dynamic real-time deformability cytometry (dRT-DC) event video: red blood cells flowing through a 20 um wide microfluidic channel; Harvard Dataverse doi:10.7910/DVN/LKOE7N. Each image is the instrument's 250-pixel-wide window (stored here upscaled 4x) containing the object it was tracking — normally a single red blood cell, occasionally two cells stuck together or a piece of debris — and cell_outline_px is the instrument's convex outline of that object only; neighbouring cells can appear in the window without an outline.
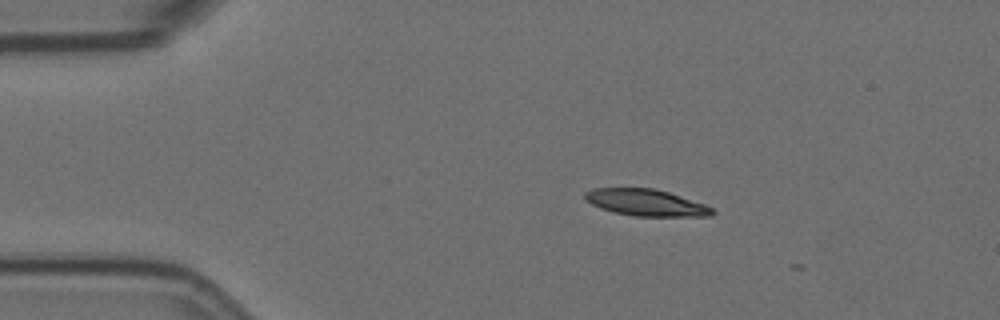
{"species": "Egyptian fruit bat (a non-hibernating species)", "species_latin": "Rousettus aegyptiacus", "temperature_condition": "room temperature", "stored_images_in_passage": 4, "camera_frame_rate_fps": 3000, "um_per_image_px": 0.085, "animal": {"sex": "female"}, "frame": {"image": 1, "passage_image": 2, "time_ms": 0.333, "image_size_px": [1000, 320], "cell_outline_px": [[716, 212], [712, 216], [636, 216], [616, 212], [600, 208], [584, 200], [584, 192], [592, 188], [656, 188], [704, 204], [712, 208]], "centroid_in_image_um": [54.89, 17.21], "position_along_channel_um": 30.1, "area_um2": 19.71}}